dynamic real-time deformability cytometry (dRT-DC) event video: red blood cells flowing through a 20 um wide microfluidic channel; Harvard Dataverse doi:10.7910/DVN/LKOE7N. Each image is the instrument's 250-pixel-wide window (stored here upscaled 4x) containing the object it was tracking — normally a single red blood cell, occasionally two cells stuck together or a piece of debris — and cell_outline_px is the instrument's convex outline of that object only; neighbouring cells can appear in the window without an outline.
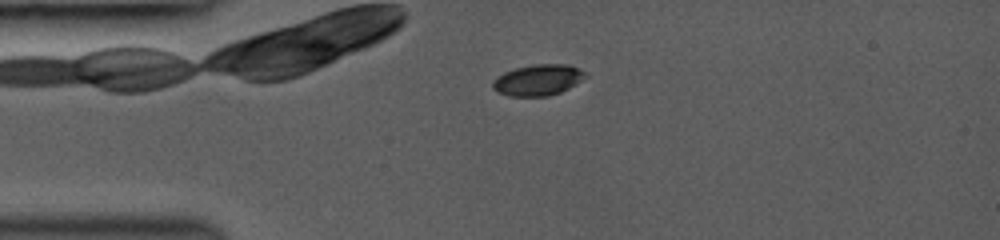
{"species": "common noctule bat (a hibernating species)", "species_latin": "Nyctalus noctula", "temperature_condition": "room temperature", "stored_images_in_passage": 7, "camera_frame_rate_fps": 3000, "um_per_image_px": 0.085, "animal": {"sex": "female", "body_mass_g": 19.0, "forearm_length_mm": 53.3}, "frame": {"image": 1, "passage_image": 1, "time_ms": 0.0, "image_size_px": [1000, 240], "cell_outline_px": [[588, 76], [576, 84], [560, 92], [548, 96], [508, 96], [496, 92], [492, 88], [492, 80], [496, 76], [504, 72], [516, 68], [536, 64], [568, 64], [580, 68]], "centroid_in_image_um": [45.71, 6.8], "position_along_channel_um": 39.3, "area_um2": 16.94}}
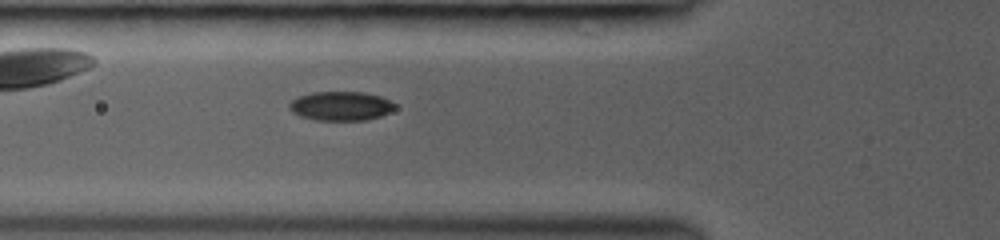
{"frame": {"image": 2, "passage_image": 7, "time_ms": 2.0, "image_size_px": [1000, 240], "cell_outline_px": [[396, 108], [380, 116], [368, 120], [316, 120], [300, 116], [292, 112], [288, 108], [288, 104], [292, 100], [300, 96], [312, 92], [364, 92], [380, 96], [396, 104]], "centroid_in_image_um": [28.96, 9.01], "position_along_channel_um": 96.8, "area_um2": 17.92}}